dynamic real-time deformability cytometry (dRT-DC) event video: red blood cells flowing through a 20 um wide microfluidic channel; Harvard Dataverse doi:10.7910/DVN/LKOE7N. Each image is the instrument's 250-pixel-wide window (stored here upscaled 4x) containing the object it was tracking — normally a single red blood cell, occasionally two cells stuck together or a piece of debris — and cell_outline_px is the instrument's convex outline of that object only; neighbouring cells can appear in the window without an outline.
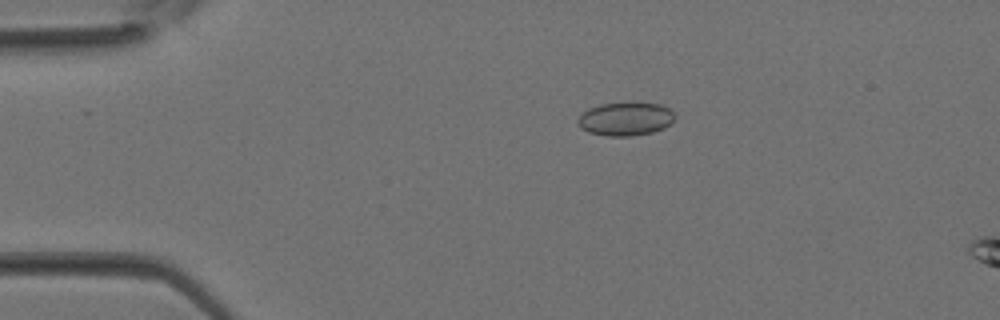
{"species": "Egyptian fruit bat (a non-hibernating species)", "species_latin": "Rousettus aegyptiacus", "temperature_condition": "room temperature", "stored_images_in_passage": 30, "camera_frame_rate_fps": 3000, "um_per_image_px": 0.085, "animal": {"sex": "female"}, "frame": {"image": 1, "passage_image": 1, "time_ms": 0.0, "image_size_px": [1000, 320], "cell_outline_px": [[676, 116], [672, 124], [664, 128], [652, 132], [632, 136], [608, 136], [588, 132], [580, 128], [576, 124], [576, 120], [588, 108], [600, 104], [632, 100], [660, 104], [668, 108]], "centroid_in_image_um": [53.17, 10.07], "position_along_channel_um": 31.8, "area_um2": 19.59}}
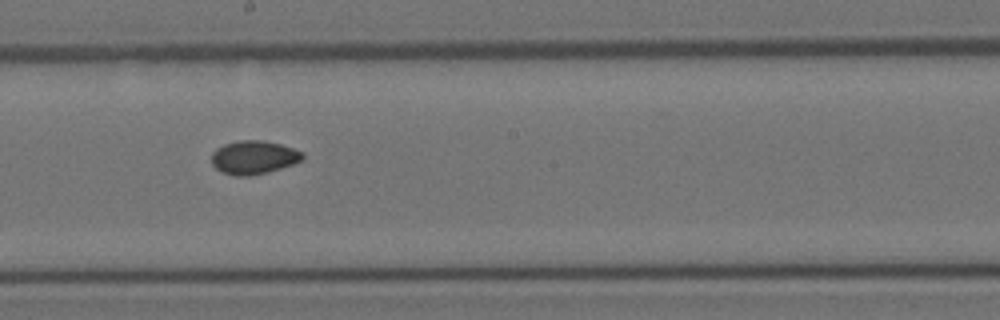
{"frame": {"image": 2, "passage_image": 14, "time_ms": 4.333, "image_size_px": [1000, 320], "cell_outline_px": [[304, 156], [300, 160], [292, 164], [268, 172], [248, 176], [236, 176], [224, 172], [216, 168], [212, 164], [212, 152], [216, 148], [224, 144], [240, 140], [264, 140], [280, 144], [304, 152]], "centroid_in_image_um": [21.55, 13.36], "position_along_channel_um": 226.6, "area_um2": 17.63}}
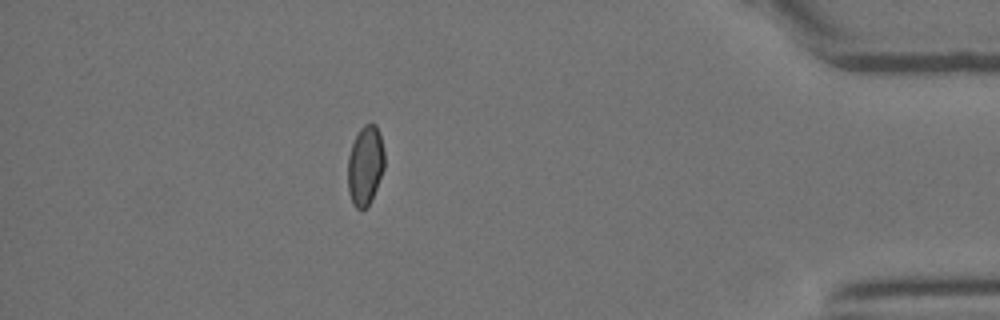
{"frame": {"image": 3, "passage_image": 26, "time_ms": 8.333, "image_size_px": [1000, 320], "cell_outline_px": [[384, 168], [372, 200], [364, 208], [356, 208], [352, 204], [348, 192], [348, 156], [352, 144], [360, 128], [364, 124], [376, 124], [380, 132], [384, 152]], "centroid_in_image_um": [31.04, 14.05], "position_along_channel_um": 404.2, "area_um2": 17.05}}